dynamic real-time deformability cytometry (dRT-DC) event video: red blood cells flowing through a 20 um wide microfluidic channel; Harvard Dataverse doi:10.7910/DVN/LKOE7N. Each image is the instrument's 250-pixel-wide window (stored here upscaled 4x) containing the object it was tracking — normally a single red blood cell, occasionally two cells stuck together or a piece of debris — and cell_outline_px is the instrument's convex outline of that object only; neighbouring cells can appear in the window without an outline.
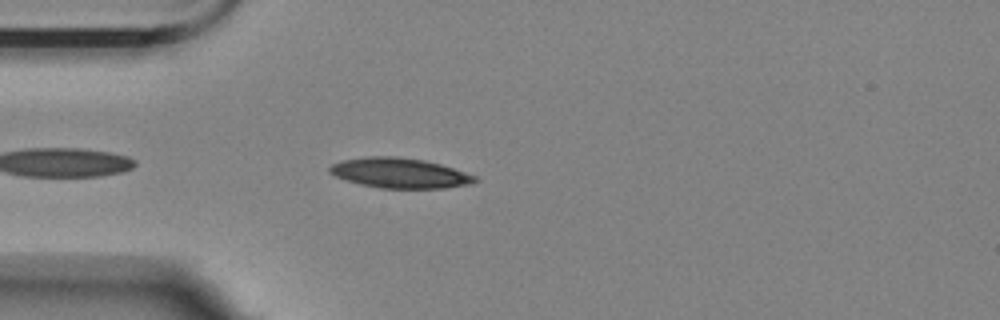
{"species": "Egyptian fruit bat (a non-hibernating species)", "species_latin": "Rousettus aegyptiacus", "temperature_condition": "room temperature", "stored_images_in_passage": 42, "camera_frame_rate_fps": 3000, "um_per_image_px": 0.085, "animal": {"sex": "female"}, "frame": {"image": 1, "passage_image": 4, "time_ms": 1.0, "image_size_px": [1000, 320], "cell_outline_px": [[480, 180], [472, 184], [444, 188], [380, 188], [360, 184], [336, 176], [328, 172], [328, 168], [332, 164], [340, 160], [368, 156], [396, 156], [424, 160], [440, 164], [476, 176]], "centroid_in_image_um": [33.98, 14.7], "position_along_channel_um": 51.0, "area_um2": 25.49}}
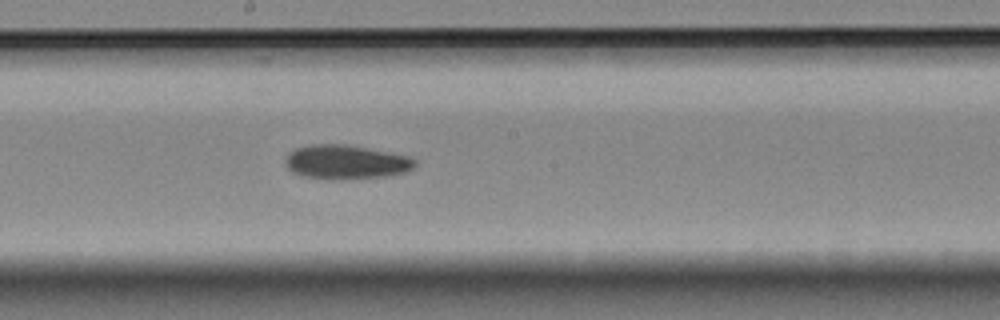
{"frame": {"image": 2, "passage_image": 19, "time_ms": 6.0, "image_size_px": [1000, 320], "cell_outline_px": [[416, 164], [412, 168], [404, 172], [388, 176], [340, 180], [328, 180], [300, 176], [292, 172], [284, 164], [284, 160], [288, 152], [296, 148], [308, 144], [344, 144], [408, 156], [416, 160]], "centroid_in_image_um": [29.33, 13.79], "position_along_channel_um": 218.9, "area_um2": 26.07}}
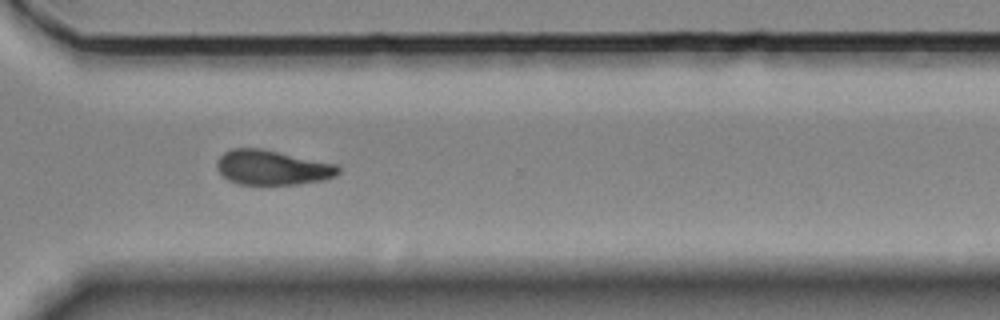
{"frame": {"image": 3, "passage_image": 30, "time_ms": 9.667, "image_size_px": [1000, 320], "cell_outline_px": [[340, 172], [336, 176], [324, 180], [296, 184], [240, 184], [228, 180], [216, 168], [216, 160], [224, 152], [232, 148], [260, 148], [340, 164]], "centroid_in_image_um": [23.18, 14.23], "position_along_channel_um": 347.4, "area_um2": 24.8}, "authors_computed_cell_mechanics": {"area_um2": 25.4898, "velocity_mm_per_s": 3.5127, "shape_relaxation_time_tau1_ms": 4.2507, "shape_relaxation_time_tau2_ms": null, "deformation_change_tau1": 0.1276, "deformation_change_tau2": null}}